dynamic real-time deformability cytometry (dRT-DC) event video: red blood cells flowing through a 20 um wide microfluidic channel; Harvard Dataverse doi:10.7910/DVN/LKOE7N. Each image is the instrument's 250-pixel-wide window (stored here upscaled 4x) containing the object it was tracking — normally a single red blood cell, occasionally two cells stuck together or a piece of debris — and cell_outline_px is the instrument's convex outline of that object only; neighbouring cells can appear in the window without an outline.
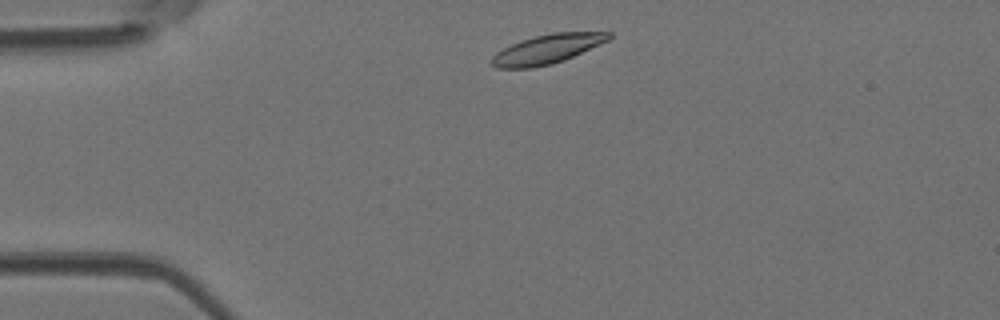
{"species": "Egyptian fruit bat (a non-hibernating species)", "species_latin": "Rousettus aegyptiacus", "temperature_condition": "room temperature", "stored_images_in_passage": 40, "camera_frame_rate_fps": 3000, "um_per_image_px": 0.085, "animal": {"sex": "female"}, "frame": {"image": 1, "passage_image": 2, "time_ms": 0.333, "image_size_px": [1000, 320], "cell_outline_px": [[612, 36], [608, 40], [564, 60], [552, 64], [532, 68], [496, 68], [492, 64], [492, 56], [496, 52], [520, 40], [552, 32], [612, 32]], "centroid_in_image_um": [46.5, 4.17], "position_along_channel_um": 38.5, "area_um2": 19.77}}
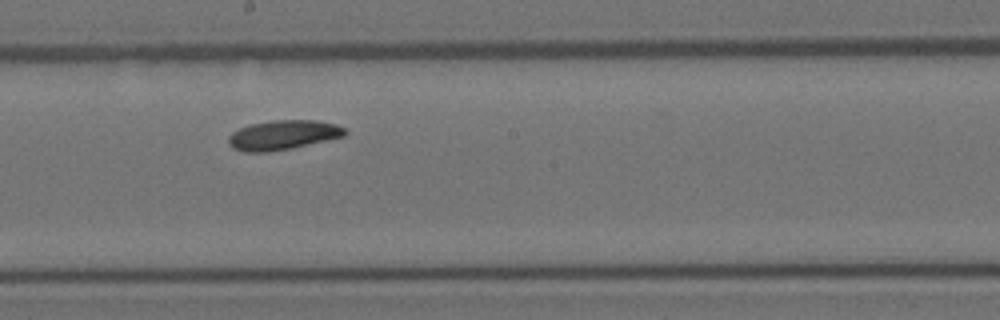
{"frame": {"image": 2, "passage_image": 18, "time_ms": 5.667, "image_size_px": [1000, 320], "cell_outline_px": [[348, 132], [344, 136], [292, 148], [268, 152], [244, 152], [232, 148], [228, 144], [228, 136], [232, 132], [248, 124], [276, 120], [316, 120], [336, 124], [344, 128]], "centroid_in_image_um": [24.03, 11.47], "position_along_channel_um": 224.2, "area_um2": 20.11}}
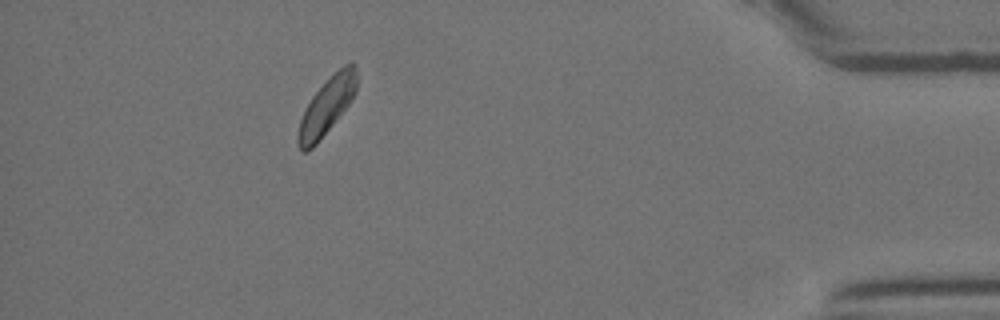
{"frame": {"image": 3, "passage_image": 35, "time_ms": 11.333, "image_size_px": [1000, 320], "cell_outline_px": [[356, 92], [348, 104], [316, 144], [312, 148], [304, 152], [300, 152], [296, 144], [296, 136], [300, 120], [312, 96], [344, 64], [352, 60], [356, 64]], "centroid_in_image_um": [27.75, 9.05], "position_along_channel_um": 407.4, "area_um2": 18.96}, "authors_computed_cell_mechanics": {"area_um2": 19.7098, "velocity_mm_per_s": 4.16, "shape_relaxation_time_tau1_ms": 1.8328, "shape_relaxation_time_tau2_ms": null, "deformation_change_tau1": 0.0837, "deformation_change_tau2": null}}